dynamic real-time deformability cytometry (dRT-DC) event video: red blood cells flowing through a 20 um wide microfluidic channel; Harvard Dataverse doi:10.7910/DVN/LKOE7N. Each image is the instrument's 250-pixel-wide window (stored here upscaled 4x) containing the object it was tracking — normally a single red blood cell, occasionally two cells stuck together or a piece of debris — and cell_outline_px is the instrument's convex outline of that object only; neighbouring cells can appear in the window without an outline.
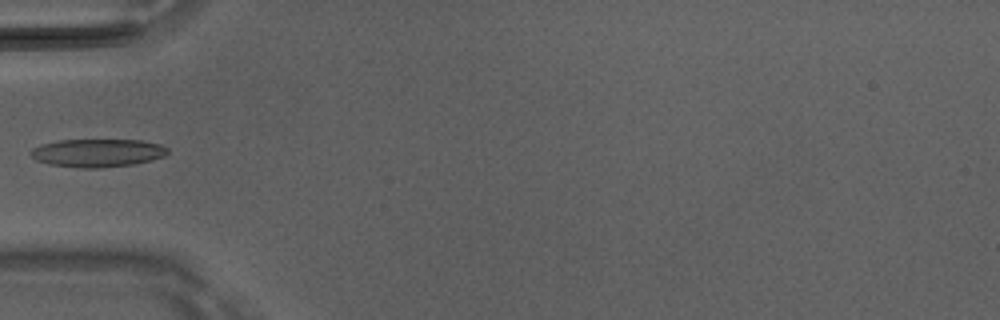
{"species": "Egyptian fruit bat (a non-hibernating species)", "species_latin": "Rousettus aegyptiacus", "temperature_condition": "room temperature", "stored_images_in_passage": 5, "camera_frame_rate_fps": 3000, "um_per_image_px": 0.085, "animal": {"sex": "male"}, "frame": {"image": 1, "passage_image": 4, "time_ms": 1.0, "image_size_px": [1000, 320], "cell_outline_px": [[168, 152], [164, 156], [152, 160], [132, 164], [100, 168], [80, 168], [52, 164], [36, 160], [28, 152], [32, 148], [40, 144], [60, 140], [140, 140], [160, 144], [168, 148]], "centroid_in_image_um": [8.28, 12.99], "position_along_channel_um": 76.7, "area_um2": 22.37}}